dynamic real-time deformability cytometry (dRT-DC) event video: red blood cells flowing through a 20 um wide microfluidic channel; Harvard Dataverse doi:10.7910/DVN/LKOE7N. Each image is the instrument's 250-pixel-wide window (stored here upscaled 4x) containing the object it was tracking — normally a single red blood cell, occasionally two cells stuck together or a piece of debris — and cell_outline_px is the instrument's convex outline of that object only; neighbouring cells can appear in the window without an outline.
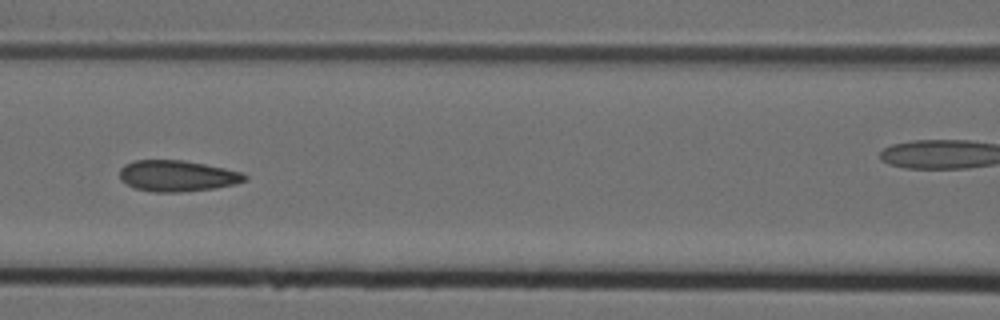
{"species": "Egyptian fruit bat (a non-hibernating species)", "species_latin": "Rousettus aegyptiacus", "temperature_condition": "cold", "stored_images_in_passage": 16, "camera_frame_rate_fps": 3000, "um_per_image_px": 0.085, "animal": {"sex": "female"}, "frame": {"image": 1, "passage_image": 7, "time_ms": 2.0, "image_size_px": [1000, 320], "cell_outline_px": [[248, 180], [236, 184], [216, 188], [180, 192], [156, 192], [136, 188], [120, 180], [120, 168], [124, 164], [136, 160], [184, 160], [244, 172], [248, 176]], "centroid_in_image_um": [15.11, 14.95], "position_along_channel_um": 151.5, "area_um2": 22.77}}
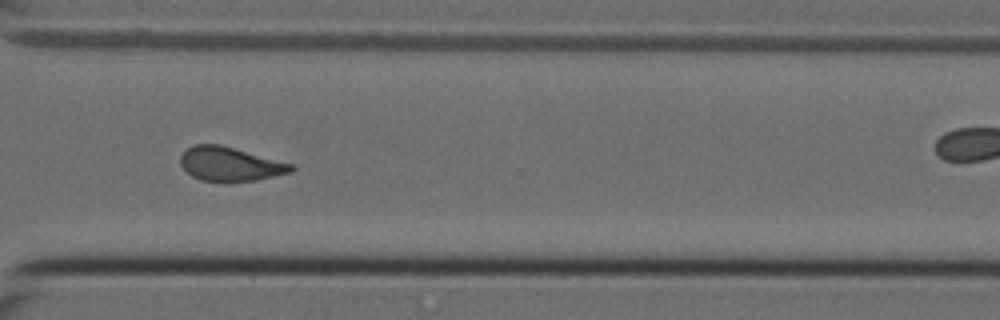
{"frame": {"image": 2, "passage_image": 12, "time_ms": 3.667, "image_size_px": [1000, 320], "cell_outline_px": [[296, 168], [292, 172], [256, 180], [228, 184], [200, 180], [192, 176], [180, 164], [180, 156], [188, 148], [196, 144], [220, 144], [296, 164]], "centroid_in_image_um": [19.61, 13.97], "position_along_channel_um": 351.0, "area_um2": 22.6}}
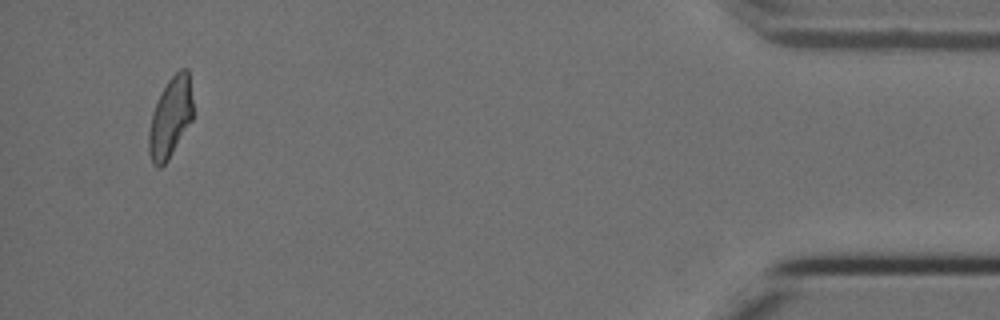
{"frame": {"image": 3, "passage_image": 16, "time_ms": 5.0, "image_size_px": [1000, 320], "cell_outline_px": [[192, 120], [168, 160], [160, 168], [156, 168], [152, 164], [148, 152], [148, 132], [152, 112], [168, 80], [180, 68], [188, 68], [192, 100]], "centroid_in_image_um": [14.46, 10.03], "position_along_channel_um": 420.7, "area_um2": 20.58}}